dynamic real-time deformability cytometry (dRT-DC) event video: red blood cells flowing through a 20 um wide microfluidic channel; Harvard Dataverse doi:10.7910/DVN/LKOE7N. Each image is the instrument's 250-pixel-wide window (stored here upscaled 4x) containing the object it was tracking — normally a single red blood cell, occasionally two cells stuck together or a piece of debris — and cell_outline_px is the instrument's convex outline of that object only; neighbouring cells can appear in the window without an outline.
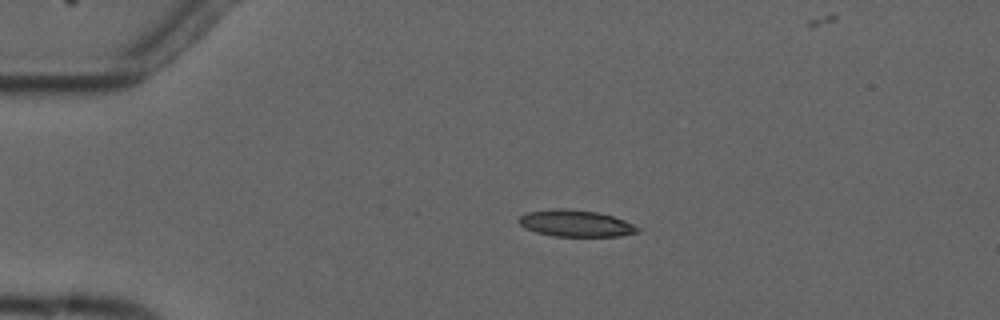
{"species": "common noctule bat (a hibernating species)", "species_latin": "Nyctalus noctula", "temperature_condition": "cold", "stored_images_in_passage": 4, "camera_frame_rate_fps": 3000, "um_per_image_px": 0.085, "animal": {"sex": "male", "forearm_length_mm": 52.5}, "frame": {"image": 1, "passage_image": 2, "time_ms": 1.0, "image_size_px": [1000, 320], "cell_outline_px": [[640, 232], [620, 236], [552, 236], [536, 232], [524, 228], [516, 220], [520, 216], [528, 212], [552, 208], [564, 208], [596, 212], [612, 216], [624, 220], [640, 228]], "centroid_in_image_um": [48.9, 18.99], "position_along_channel_um": 36.1, "area_um2": 18.5}}